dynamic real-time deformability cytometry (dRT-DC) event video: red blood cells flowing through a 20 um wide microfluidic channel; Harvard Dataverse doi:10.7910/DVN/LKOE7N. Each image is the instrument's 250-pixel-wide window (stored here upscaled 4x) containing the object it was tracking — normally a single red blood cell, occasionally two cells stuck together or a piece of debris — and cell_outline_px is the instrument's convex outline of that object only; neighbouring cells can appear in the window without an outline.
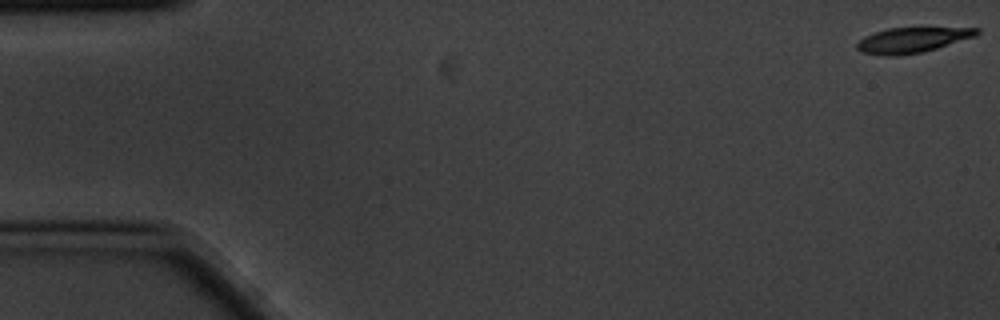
{"species": "common noctule bat (a hibernating species)", "species_latin": "Nyctalus noctula", "temperature_condition": "cold", "stored_images_in_passage": 8, "camera_frame_rate_fps": 3000, "um_per_image_px": 0.085, "animal": {"sex": "male", "body_mass_g": 20.1, "forearm_length_mm": 53.5}, "frame": {"image": 1, "passage_image": 1, "time_ms": 0.0, "image_size_px": [1000, 320], "cell_outline_px": [[980, 32], [976, 36], [924, 52], [896, 56], [884, 56], [860, 52], [856, 48], [856, 44], [864, 36], [888, 28], [980, 28]], "centroid_in_image_um": [77.51, 3.42], "position_along_channel_um": 7.5, "area_um2": 17.63}}
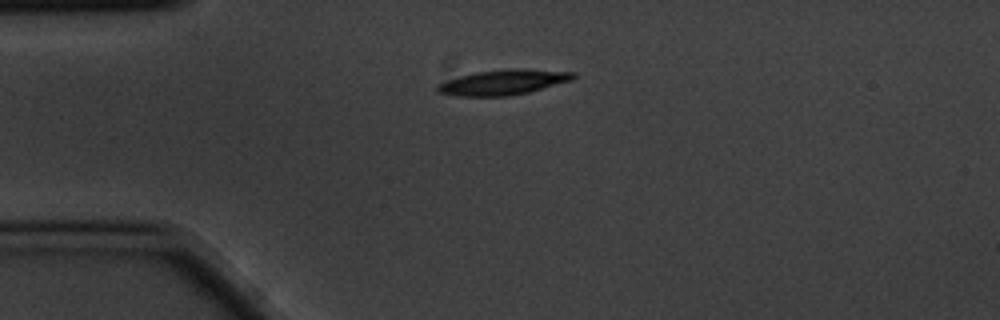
{"frame": {"image": 2, "passage_image": 5, "time_ms": 1.333, "image_size_px": [1000, 320], "cell_outline_px": [[576, 76], [572, 80], [528, 92], [508, 96], [460, 96], [436, 92], [436, 84], [460, 76], [476, 72], [504, 68], [524, 68], [576, 72]], "centroid_in_image_um": [42.79, 6.97], "position_along_channel_um": 42.2, "area_um2": 20.06}}